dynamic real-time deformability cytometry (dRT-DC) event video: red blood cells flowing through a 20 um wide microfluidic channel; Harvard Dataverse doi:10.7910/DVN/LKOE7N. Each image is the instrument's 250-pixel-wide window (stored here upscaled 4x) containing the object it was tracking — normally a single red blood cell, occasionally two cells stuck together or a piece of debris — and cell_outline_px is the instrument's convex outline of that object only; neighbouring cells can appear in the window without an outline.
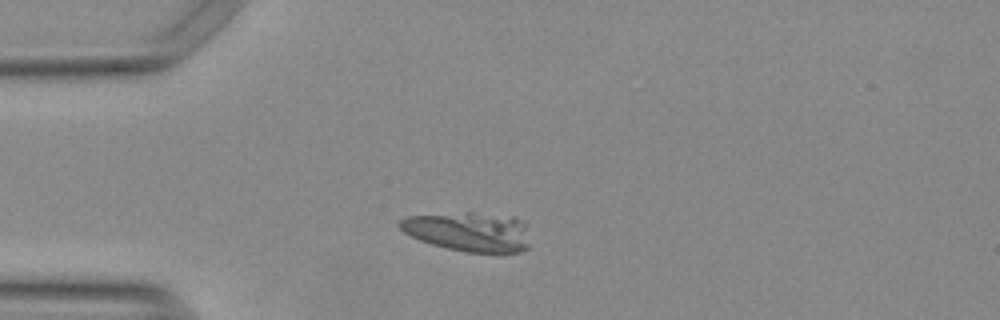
{"species": "Egyptian fruit bat (a non-hibernating species)", "species_latin": "Rousettus aegyptiacus", "temperature_condition": "warm", "stored_images_in_passage": 41, "camera_frame_rate_fps": 3000, "um_per_image_px": 0.085, "animal": {"sex": "female"}, "frame": {"image": 1, "passage_image": 1, "time_ms": 0.0, "image_size_px": [1000, 320], "cell_outline_px": [[528, 248], [520, 252], [464, 252], [432, 244], [420, 240], [404, 232], [396, 224], [400, 220], [408, 216], [468, 212], [472, 212], [512, 216], [524, 224], [528, 244]], "centroid_in_image_um": [39.81, 19.69], "position_along_channel_um": 45.2, "area_um2": 29.59}}
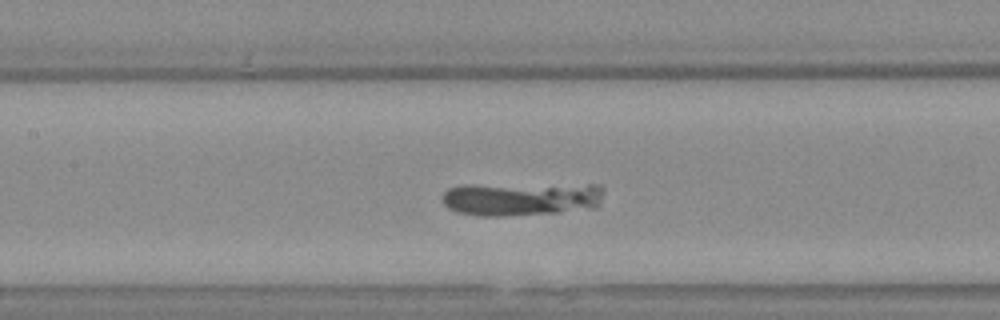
{"frame": {"image": 2, "passage_image": 12, "time_ms": 3.667, "image_size_px": [1000, 320], "cell_outline_px": [[604, 188], [600, 208], [560, 212], [504, 216], [476, 216], [456, 212], [448, 208], [444, 204], [444, 192], [448, 188], [464, 184], [600, 184]], "centroid_in_image_um": [44.37, 16.89], "position_along_channel_um": 163.0, "area_um2": 32.54}}
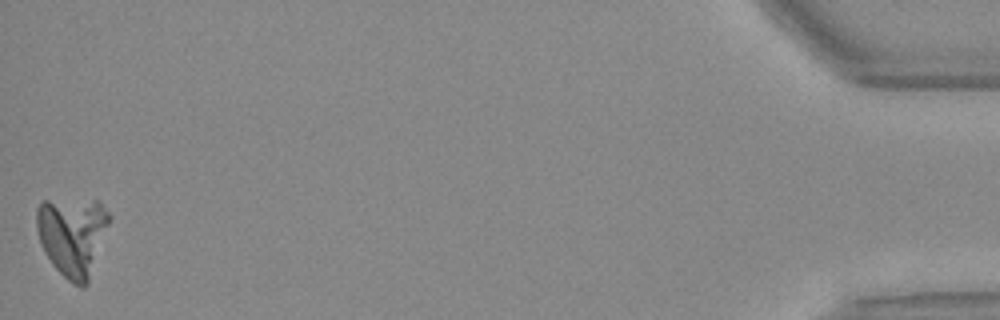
{"frame": {"image": 3, "passage_image": 41, "time_ms": 13.333, "image_size_px": [1000, 320], "cell_outline_px": [[112, 216], [88, 284], [84, 288], [80, 288], [72, 284], [52, 264], [44, 252], [40, 244], [36, 228], [36, 208], [40, 200], [96, 200]], "centroid_in_image_um": [6.15, 20.05], "position_along_channel_um": 429.0, "area_um2": 34.1}}